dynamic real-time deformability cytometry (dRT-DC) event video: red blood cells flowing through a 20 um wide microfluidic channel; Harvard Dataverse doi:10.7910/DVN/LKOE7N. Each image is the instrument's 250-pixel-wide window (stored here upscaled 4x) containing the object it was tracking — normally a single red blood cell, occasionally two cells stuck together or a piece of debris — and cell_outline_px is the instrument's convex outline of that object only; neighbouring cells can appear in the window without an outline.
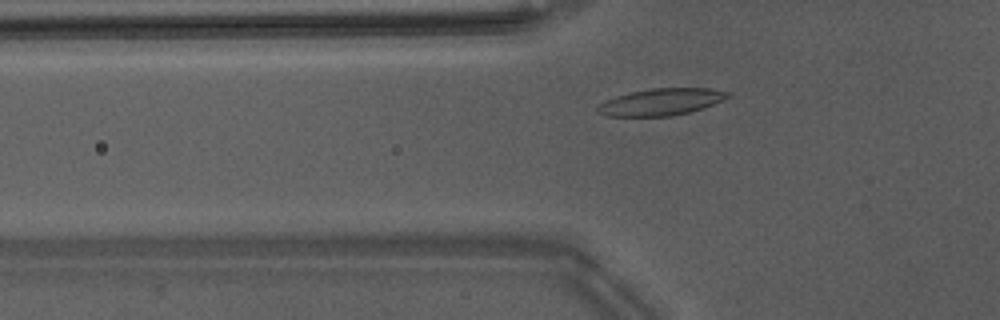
{"species": "Egyptian fruit bat (a non-hibernating species)", "species_latin": "Rousettus aegyptiacus", "temperature_condition": "warm", "stored_images_in_passage": 38, "camera_frame_rate_fps": 3000, "um_per_image_px": 0.085, "animal": {"sex": "male"}, "frame": {"image": 1, "passage_image": 6, "time_ms": 1.667, "image_size_px": [1000, 320], "cell_outline_px": [[732, 92], [724, 100], [688, 112], [672, 116], [608, 116], [596, 112], [596, 108], [600, 104], [616, 96], [632, 92], [652, 88], [712, 88]], "centroid_in_image_um": [56.21, 8.66], "position_along_channel_um": 69.6, "area_um2": 20.17}}
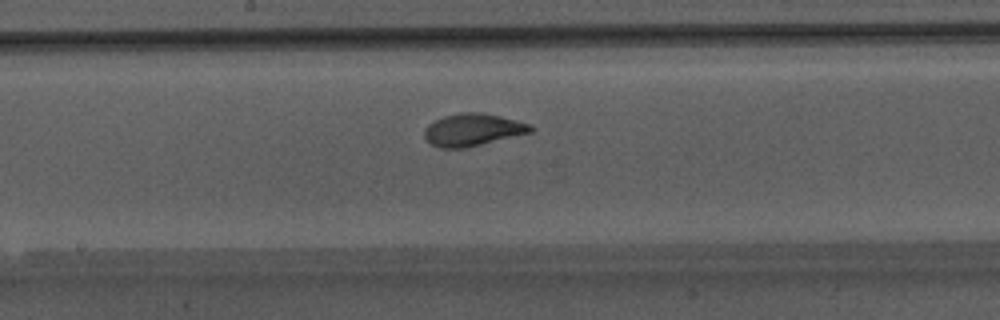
{"frame": {"image": 2, "passage_image": 16, "time_ms": 5.0, "image_size_px": [1000, 320], "cell_outline_px": [[536, 128], [532, 132], [464, 148], [440, 148], [432, 144], [424, 136], [424, 128], [428, 124], [444, 116], [460, 112], [480, 112], [500, 116], [532, 124]], "centroid_in_image_um": [40.2, 11.02], "position_along_channel_um": 208.0, "area_um2": 20.0}}
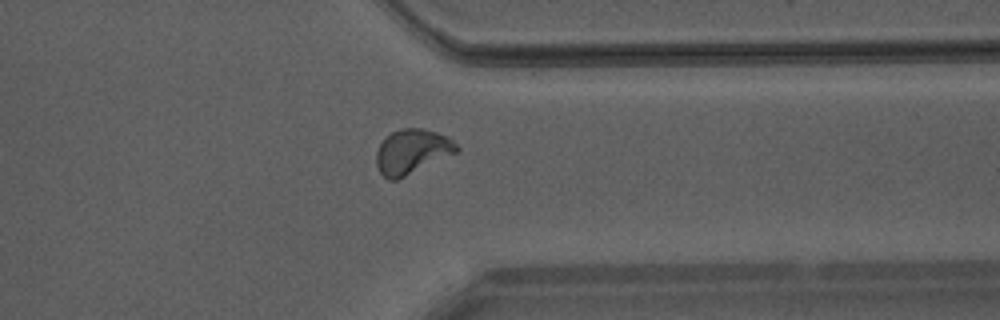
{"frame": {"image": 3, "passage_image": 28, "time_ms": 9.0, "image_size_px": [1000, 320], "cell_outline_px": [[460, 148], [456, 152], [396, 180], [388, 180], [380, 172], [376, 164], [376, 152], [380, 144], [392, 132], [400, 128], [424, 128], [436, 132], [452, 140]], "centroid_in_image_um": [34.99, 12.87], "position_along_channel_um": 376.4, "area_um2": 20.46}, "authors_computed_cell_mechanics": {"area_um2": 19.7387, "velocity_mm_per_s": 4.2257, "shape_relaxation_time_tau1_ms": 3.7829, "shape_relaxation_time_tau2_ms": 0.5811, "deformation_change_tau1": 0.1834, "deformation_change_tau2": 0.072}}